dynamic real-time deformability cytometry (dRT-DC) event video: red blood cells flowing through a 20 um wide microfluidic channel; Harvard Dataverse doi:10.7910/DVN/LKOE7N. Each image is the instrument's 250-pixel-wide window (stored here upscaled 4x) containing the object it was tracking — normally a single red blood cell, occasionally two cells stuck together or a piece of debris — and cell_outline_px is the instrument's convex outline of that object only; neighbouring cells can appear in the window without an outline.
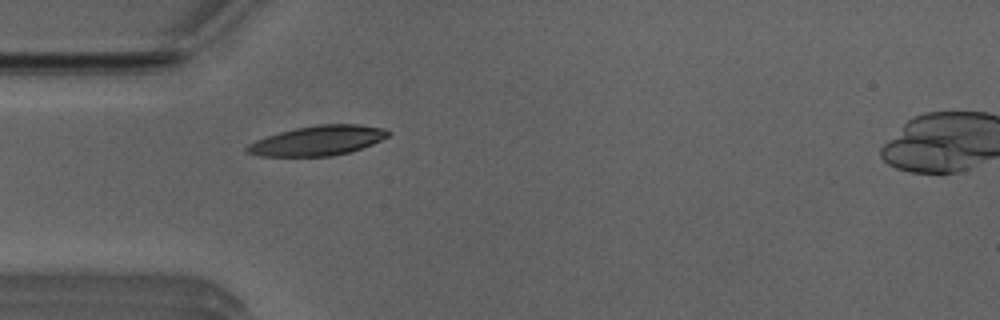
{"species": "Egyptian fruit bat (a non-hibernating species)", "species_latin": "Rousettus aegyptiacus", "temperature_condition": "room temperature", "stored_images_in_passage": 35, "camera_frame_rate_fps": 3000, "um_per_image_px": 0.085, "animal": {"sex": "male"}, "frame": {"image": 1, "passage_image": 3, "time_ms": 0.667, "image_size_px": [1000, 320], "cell_outline_px": [[392, 132], [388, 136], [372, 144], [352, 152], [332, 156], [260, 156], [244, 152], [244, 148], [248, 144], [256, 140], [280, 132], [296, 128], [320, 124], [360, 124], [384, 128]], "centroid_in_image_um": [27.02, 11.95], "position_along_channel_um": 58.0, "area_um2": 24.57}}
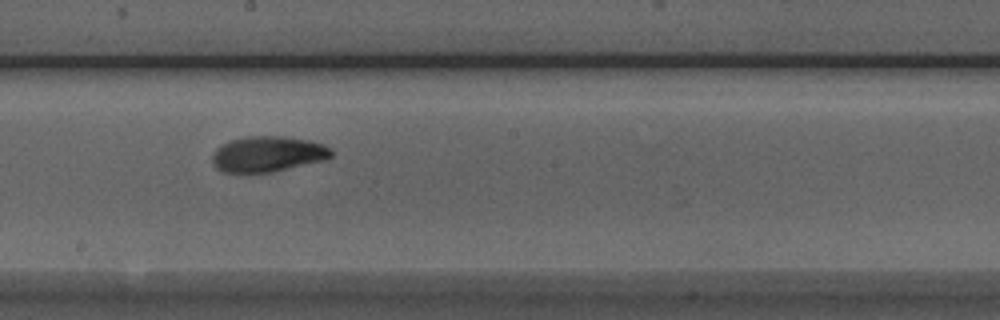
{"frame": {"image": 2, "passage_image": 16, "time_ms": 5.0, "image_size_px": [1000, 320], "cell_outline_px": [[332, 156], [328, 160], [272, 172], [244, 176], [220, 172], [212, 164], [212, 152], [216, 148], [232, 140], [244, 136], [284, 136], [308, 140], [324, 144], [332, 148]], "centroid_in_image_um": [22.73, 13.14], "position_along_channel_um": 225.5, "area_um2": 25.78}}
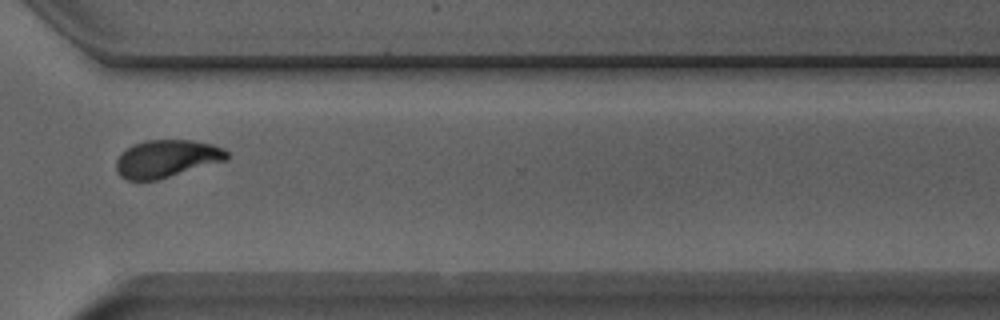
{"frame": {"image": 3, "passage_image": 26, "time_ms": 8.333, "image_size_px": [1000, 320], "cell_outline_px": [[228, 160], [156, 180], [128, 180], [120, 176], [116, 172], [116, 160], [120, 152], [132, 144], [144, 140], [192, 140], [212, 144], [224, 148], [228, 152]], "centroid_in_image_um": [14.14, 13.47], "position_along_channel_um": 356.5, "area_um2": 24.45}, "authors_computed_cell_mechanics": {"area_um2": 24.3916, "velocity_mm_per_s": 3.9263, "shape_relaxation_time_tau1_ms": 3.6104, "shape_relaxation_time_tau2_ms": 1.5682, "deformation_change_tau1": 0.145, "deformation_change_tau2": 0.0639}}